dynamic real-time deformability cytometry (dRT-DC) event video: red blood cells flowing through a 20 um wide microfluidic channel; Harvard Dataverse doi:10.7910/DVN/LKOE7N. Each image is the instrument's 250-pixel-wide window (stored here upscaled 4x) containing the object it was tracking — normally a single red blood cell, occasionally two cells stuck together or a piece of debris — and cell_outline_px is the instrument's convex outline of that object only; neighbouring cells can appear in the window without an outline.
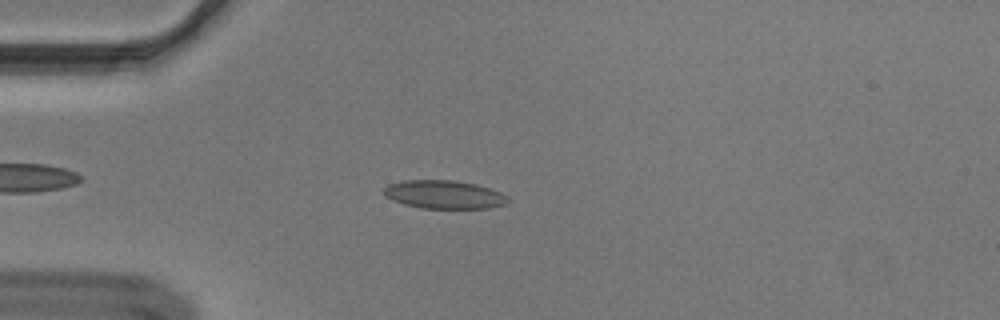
{"species": "Egyptian fruit bat (a non-hibernating species)", "species_latin": "Rousettus aegyptiacus", "temperature_condition": "cold", "stored_images_in_passage": 49, "segment_of_instrument_passage": [1, 2], "camera_frame_rate_fps": 3000, "um_per_image_px": 0.085, "animal": {"sex": "male"}, "frame": {"image": 1, "passage_image": 9, "time_ms": 2.667, "image_size_px": [1000, 320], "cell_outline_px": [[512, 200], [508, 204], [488, 208], [420, 208], [404, 204], [392, 200], [384, 192], [384, 188], [388, 184], [404, 180], [452, 180], [476, 184], [500, 192], [508, 196]], "centroid_in_image_um": [37.8, 16.54], "position_along_channel_um": 47.2, "area_um2": 20.52}}
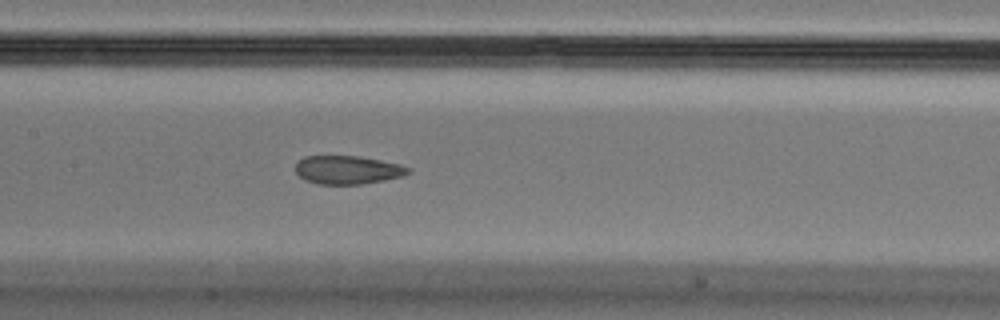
{"frame": {"image": 2, "passage_image": 21, "time_ms": 6.667, "image_size_px": [1000, 320], "cell_outline_px": [[412, 172], [404, 176], [384, 180], [360, 184], [316, 184], [304, 180], [296, 172], [296, 164], [304, 156], [360, 156], [400, 164], [412, 168]], "centroid_in_image_um": [29.58, 14.44], "position_along_channel_um": 177.8, "area_um2": 18.79}}
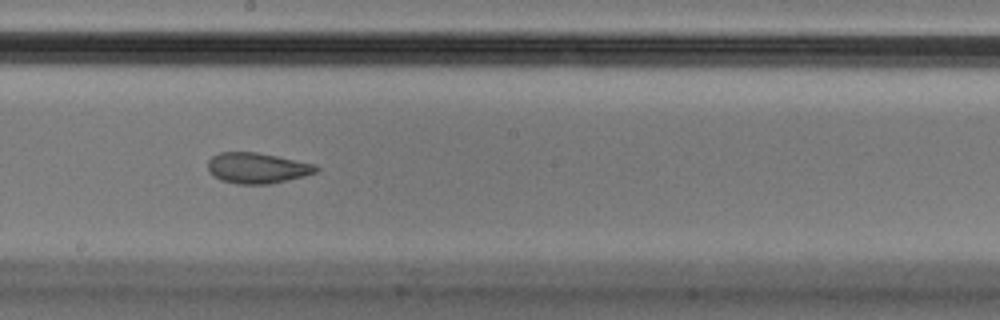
{"frame": {"image": 3, "passage_image": 25, "time_ms": 8.0, "image_size_px": [1000, 320], "cell_outline_px": [[320, 168], [316, 172], [304, 176], [268, 184], [236, 184], [220, 180], [208, 172], [208, 160], [212, 156], [220, 152], [256, 152], [316, 164]], "centroid_in_image_um": [21.84, 14.28], "position_along_channel_um": 226.4, "area_um2": 19.36}}